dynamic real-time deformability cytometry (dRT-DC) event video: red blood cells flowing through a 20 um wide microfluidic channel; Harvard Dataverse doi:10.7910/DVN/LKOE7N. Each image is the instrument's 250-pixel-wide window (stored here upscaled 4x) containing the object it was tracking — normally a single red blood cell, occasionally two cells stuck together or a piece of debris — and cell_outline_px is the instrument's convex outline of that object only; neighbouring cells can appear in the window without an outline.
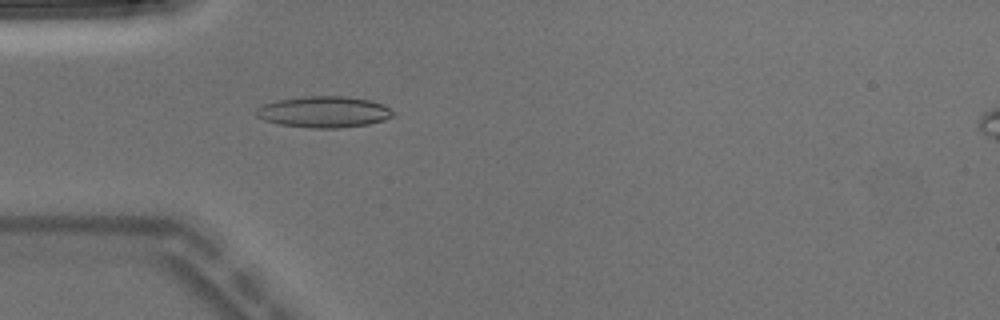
{"species": "Egyptian fruit bat (a non-hibernating species)", "species_latin": "Rousettus aegyptiacus", "temperature_condition": "warm", "stored_images_in_passage": 2, "camera_frame_rate_fps": 3000, "um_per_image_px": 0.085, "animal": {"sex": "male"}, "frame": {"image": 1, "passage_image": 2, "time_ms": 0.333, "image_size_px": [1000, 320], "cell_outline_px": [[396, 112], [392, 116], [384, 120], [368, 124], [336, 128], [308, 128], [280, 124], [264, 120], [256, 116], [252, 112], [256, 108], [264, 104], [276, 100], [304, 96], [348, 96], [368, 100], [380, 104]], "centroid_in_image_um": [27.48, 9.51], "position_along_channel_um": 57.5, "area_um2": 24.97}}